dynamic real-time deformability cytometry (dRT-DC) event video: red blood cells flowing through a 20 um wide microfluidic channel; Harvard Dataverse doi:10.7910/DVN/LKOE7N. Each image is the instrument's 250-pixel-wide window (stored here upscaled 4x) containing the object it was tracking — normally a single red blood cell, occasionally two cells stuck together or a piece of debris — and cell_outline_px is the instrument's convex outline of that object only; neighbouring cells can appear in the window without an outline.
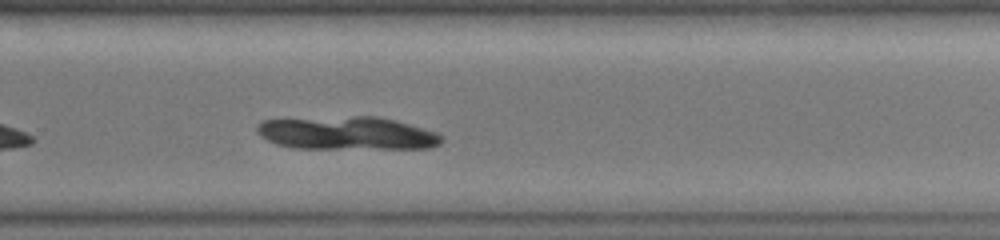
{"species": "common noctule bat (a hibernating species)", "species_latin": "Nyctalus noctula", "temperature_condition": "warm", "stored_images_in_passage": 17, "camera_frame_rate_fps": 3000, "um_per_image_px": 0.085, "animal": {"sex": "female", "body_mass_g": 19.0, "forearm_length_mm": 51.5}, "frame": {"image": 1, "passage_image": 17, "time_ms": 5.333, "image_size_px": [1000, 240], "cell_outline_px": [[440, 144], [428, 148], [292, 148], [276, 144], [260, 136], [256, 132], [256, 124], [260, 120], [352, 116], [376, 116], [408, 124], [436, 132], [440, 136]], "centroid_in_image_um": [29.41, 11.32], "position_along_channel_um": 300.4, "area_um2": 35.43}}